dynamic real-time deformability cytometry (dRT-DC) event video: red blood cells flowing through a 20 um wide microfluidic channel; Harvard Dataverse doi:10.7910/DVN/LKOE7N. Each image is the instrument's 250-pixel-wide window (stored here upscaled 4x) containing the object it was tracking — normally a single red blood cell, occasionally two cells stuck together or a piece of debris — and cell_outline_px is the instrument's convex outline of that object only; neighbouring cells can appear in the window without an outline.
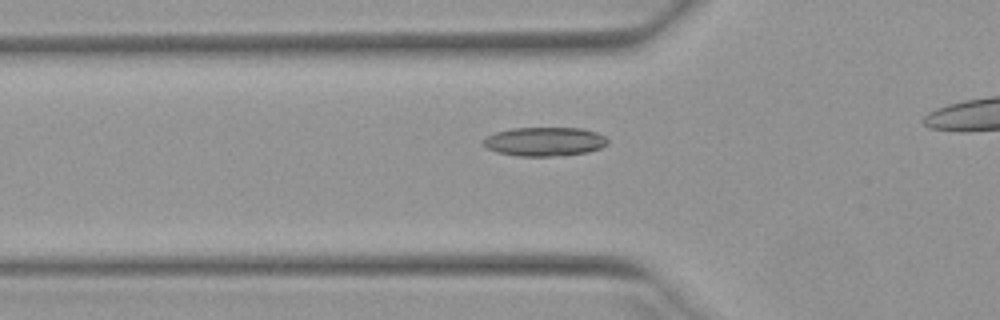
{"species": "Egyptian fruit bat (a non-hibernating species)", "species_latin": "Rousettus aegyptiacus", "temperature_condition": "warm", "stored_images_in_passage": 36, "camera_frame_rate_fps": 3000, "um_per_image_px": 0.085, "animal": {"sex": "female"}, "frame": {"image": 1, "passage_image": 11, "time_ms": 3.333, "image_size_px": [1000, 320], "cell_outline_px": [[608, 144], [600, 148], [588, 152], [548, 156], [516, 156], [496, 152], [488, 148], [480, 140], [496, 132], [512, 128], [584, 128], [596, 132], [604, 136], [608, 140]], "centroid_in_image_um": [46.28, 12.03], "position_along_channel_um": 79.5, "area_um2": 20.92}}
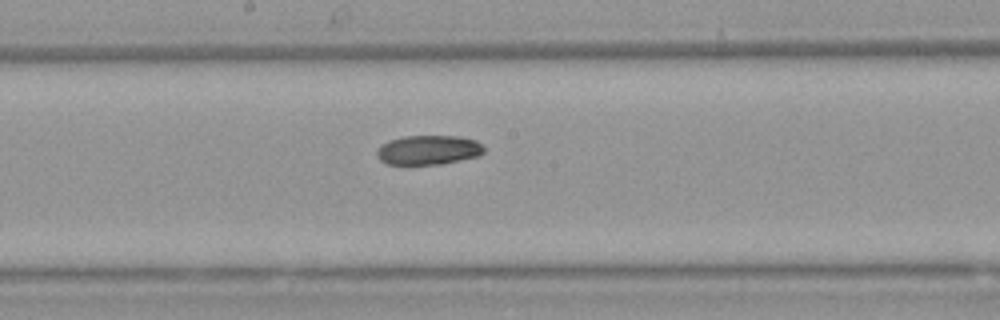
{"frame": {"image": 2, "passage_image": 21, "time_ms": 6.667, "image_size_px": [1000, 320], "cell_outline_px": [[484, 152], [480, 156], [440, 164], [384, 164], [376, 156], [376, 148], [380, 144], [388, 140], [404, 136], [460, 136], [476, 140], [484, 148]], "centroid_in_image_um": [36.37, 12.74], "position_along_channel_um": 211.8, "area_um2": 18.61}}
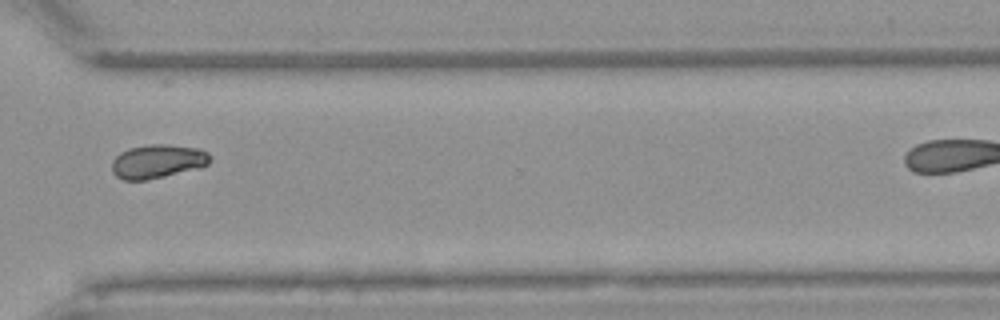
{"frame": {"image": 3, "passage_image": 32, "time_ms": 10.333, "image_size_px": [1000, 320], "cell_outline_px": [[212, 160], [208, 164], [200, 168], [164, 176], [144, 180], [124, 180], [116, 176], [112, 172], [112, 160], [120, 152], [128, 148], [148, 144], [168, 144], [200, 148], [208, 152]], "centroid_in_image_um": [13.41, 13.7], "position_along_channel_um": 357.2, "area_um2": 19.54}}